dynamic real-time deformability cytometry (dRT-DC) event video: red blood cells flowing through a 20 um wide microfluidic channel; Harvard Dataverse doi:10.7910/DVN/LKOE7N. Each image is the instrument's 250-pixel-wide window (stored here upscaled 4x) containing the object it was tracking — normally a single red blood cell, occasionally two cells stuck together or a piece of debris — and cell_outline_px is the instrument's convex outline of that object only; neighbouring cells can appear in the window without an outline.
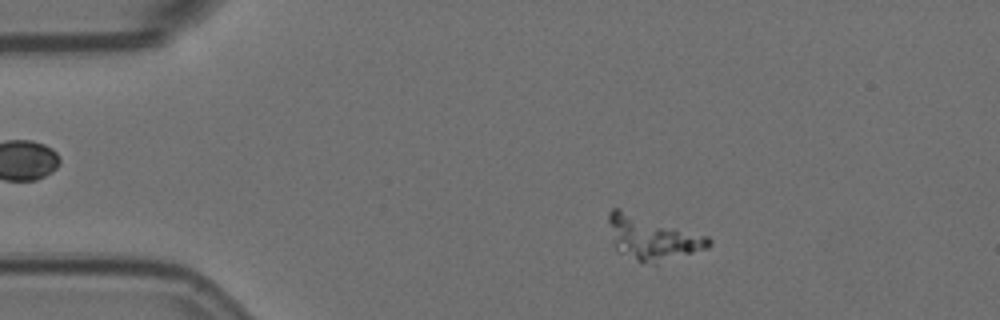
{"species": "Egyptian fruit bat (a non-hibernating species)", "species_latin": "Rousettus aegyptiacus", "temperature_condition": "room temperature", "stored_images_in_passage": 5, "camera_frame_rate_fps": 3000, "um_per_image_px": 0.085, "animal": {"sex": "female"}, "frame": {"image": 1, "passage_image": 2, "time_ms": 0.333, "image_size_px": [1000, 320], "cell_outline_px": [[712, 244], [708, 248], [656, 264], [636, 260], [616, 252], [612, 240], [608, 224], [608, 212], [612, 208], [620, 208], [708, 236], [712, 240]], "centroid_in_image_um": [55.42, 20.21], "position_along_channel_um": 29.6, "area_um2": 25.84}}
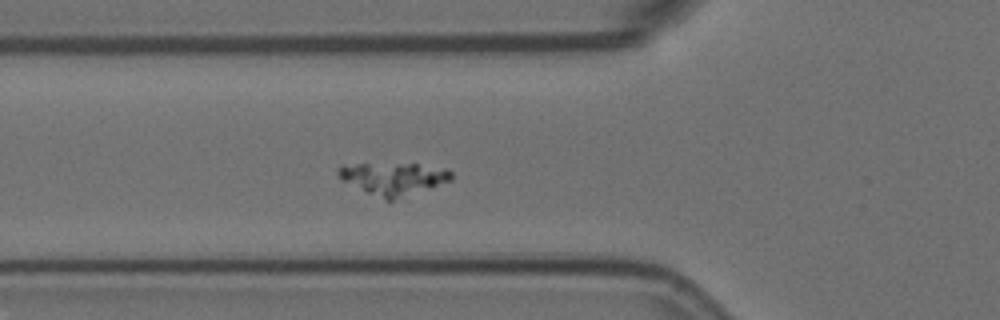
{"frame": {"image": 2, "passage_image": 5, "time_ms": 1.333, "image_size_px": [1000, 320], "cell_outline_px": [[452, 180], [392, 200], [384, 200], [340, 180], [336, 172], [336, 168], [340, 164], [416, 164], [448, 168], [452, 172]], "centroid_in_image_um": [33.38, 15.16], "position_along_channel_um": 92.4, "area_um2": 21.27}}